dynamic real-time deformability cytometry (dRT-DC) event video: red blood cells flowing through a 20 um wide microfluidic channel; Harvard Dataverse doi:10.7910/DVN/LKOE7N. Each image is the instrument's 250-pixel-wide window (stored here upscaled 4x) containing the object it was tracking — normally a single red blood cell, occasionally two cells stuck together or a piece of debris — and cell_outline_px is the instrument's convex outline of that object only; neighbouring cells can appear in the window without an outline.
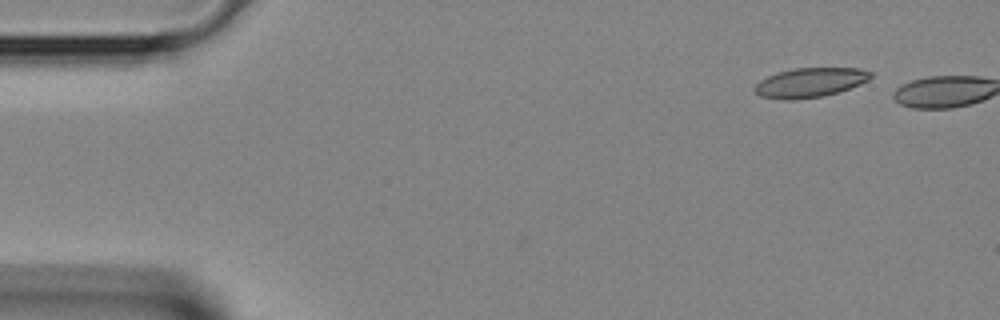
{"species": "Egyptian fruit bat (a non-hibernating species)", "species_latin": "Rousettus aegyptiacus", "temperature_condition": "room temperature", "stored_images_in_passage": 3, "camera_frame_rate_fps": 3000, "um_per_image_px": 0.085, "animal": {"sex": "female"}, "frame": {"image": 1, "passage_image": 3, "time_ms": 0.667, "image_size_px": [1000, 320], "cell_outline_px": [[872, 76], [868, 80], [860, 84], [824, 96], [792, 100], [784, 100], [760, 96], [752, 88], [760, 80], [776, 72], [796, 68], [860, 68], [872, 72]], "centroid_in_image_um": [68.83, 7.01], "position_along_channel_um": 16.2, "area_um2": 19.88}}